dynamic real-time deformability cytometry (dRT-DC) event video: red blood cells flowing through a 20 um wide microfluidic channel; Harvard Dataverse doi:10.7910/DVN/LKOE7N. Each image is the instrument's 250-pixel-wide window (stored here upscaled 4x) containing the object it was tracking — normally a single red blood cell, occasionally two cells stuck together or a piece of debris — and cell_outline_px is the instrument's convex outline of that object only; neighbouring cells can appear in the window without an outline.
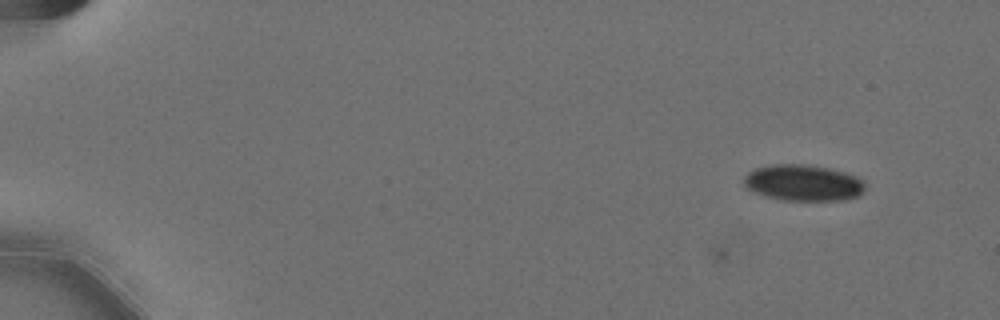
{"species": "Egyptian fruit bat (a non-hibernating species)", "species_latin": "Rousettus aegyptiacus", "temperature_condition": "cold", "stored_images_in_passage": 4, "camera_frame_rate_fps": 3000, "um_per_image_px": 0.085, "animal": {"sex": "female"}, "frame": {"image": 1, "passage_image": 4, "time_ms": 1.0, "image_size_px": [1000, 320], "cell_outline_px": [[864, 192], [860, 196], [844, 200], [784, 200], [768, 196], [756, 192], [748, 188], [744, 184], [744, 176], [748, 172], [756, 168], [772, 164], [800, 164], [828, 168], [844, 172], [856, 176], [864, 180]], "centroid_in_image_um": [68.31, 15.54], "position_along_channel_um": 16.7, "area_um2": 25.43}}